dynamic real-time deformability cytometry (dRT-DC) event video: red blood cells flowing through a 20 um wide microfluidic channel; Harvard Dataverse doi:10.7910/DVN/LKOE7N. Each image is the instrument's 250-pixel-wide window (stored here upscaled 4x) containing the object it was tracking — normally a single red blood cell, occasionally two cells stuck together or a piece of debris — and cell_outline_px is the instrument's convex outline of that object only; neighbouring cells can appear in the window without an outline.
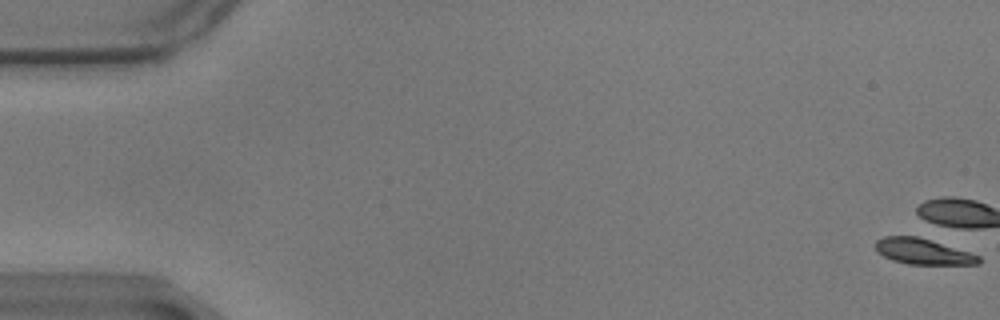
{"species": "common noctule bat (a hibernating species)", "species_latin": "Nyctalus noctula", "temperature_condition": "warm", "stored_images_in_passage": 1, "camera_frame_rate_fps": 3000, "um_per_image_px": 0.085, "animal": {"sex": "male", "body_mass_g": 17.9}, "frame": {"image": 1, "passage_image": 1, "time_ms": 0.0, "image_size_px": [1000, 320], "cell_outline_px": [[980, 264], [908, 264], [892, 260], [876, 252], [876, 240], [884, 236], [916, 236], [968, 252], [980, 256]], "centroid_in_image_um": [78.4, 21.38], "position_along_channel_um": 6.6, "area_um2": 15.2}}